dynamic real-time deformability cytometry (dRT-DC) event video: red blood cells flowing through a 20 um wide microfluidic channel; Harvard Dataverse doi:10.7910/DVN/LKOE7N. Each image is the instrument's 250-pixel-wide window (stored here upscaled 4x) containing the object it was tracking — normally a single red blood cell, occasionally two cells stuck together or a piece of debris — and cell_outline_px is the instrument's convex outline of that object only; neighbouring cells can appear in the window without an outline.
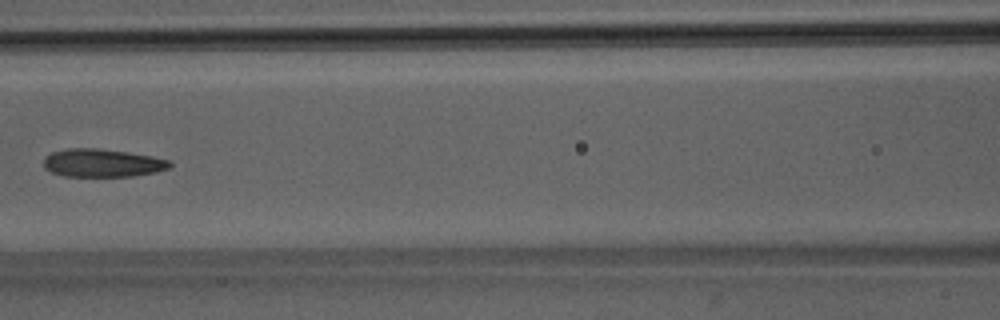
{"species": "Egyptian fruit bat (a non-hibernating species)", "species_latin": "Rousettus aegyptiacus", "temperature_condition": "room temperature", "stored_images_in_passage": 7, "camera_frame_rate_fps": 3000, "um_per_image_px": 0.085, "animal": {"sex": "male"}, "frame": {"image": 1, "passage_image": 7, "time_ms": 7.667, "image_size_px": [1000, 320], "cell_outline_px": [[172, 164], [168, 168], [156, 172], [132, 176], [64, 176], [52, 172], [44, 168], [44, 156], [52, 152], [68, 148], [96, 148], [128, 152], [152, 156], [172, 160]], "centroid_in_image_um": [8.71, 13.84], "position_along_channel_um": 157.9, "area_um2": 20.69}}